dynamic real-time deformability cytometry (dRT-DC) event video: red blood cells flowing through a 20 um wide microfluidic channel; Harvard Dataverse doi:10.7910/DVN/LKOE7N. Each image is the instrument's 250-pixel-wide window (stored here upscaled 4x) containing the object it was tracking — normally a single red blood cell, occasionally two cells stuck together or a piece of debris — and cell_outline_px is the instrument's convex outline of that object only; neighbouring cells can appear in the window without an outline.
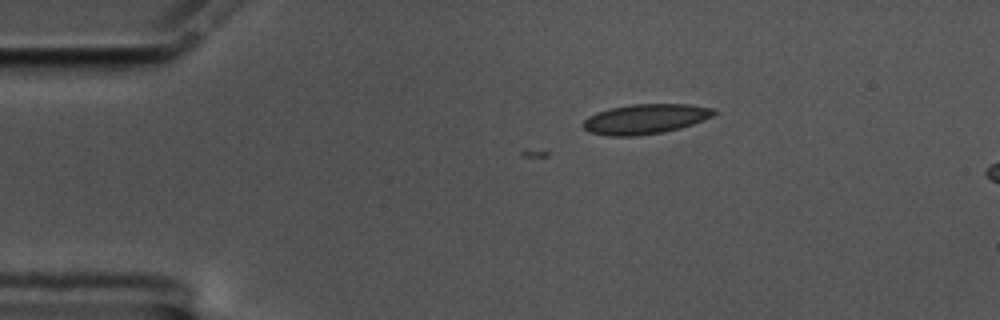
{"species": "common noctule bat (a hibernating species)", "species_latin": "Nyctalus noctula", "temperature_condition": "cold", "stored_images_in_passage": 3, "camera_frame_rate_fps": 3000, "um_per_image_px": 0.085, "animal": {"sex": "male", "body_mass_g": 17.5, "forearm_length_mm": 52.3}, "frame": {"image": 1, "passage_image": 3, "time_ms": 0.667, "image_size_px": [1000, 320], "cell_outline_px": [[716, 112], [712, 116], [692, 124], [680, 128], [660, 132], [636, 136], [608, 136], [588, 132], [580, 124], [588, 116], [596, 112], [612, 108], [632, 104], [688, 104], [716, 108]], "centroid_in_image_um": [54.82, 10.11], "position_along_channel_um": 30.2, "area_um2": 22.77}}